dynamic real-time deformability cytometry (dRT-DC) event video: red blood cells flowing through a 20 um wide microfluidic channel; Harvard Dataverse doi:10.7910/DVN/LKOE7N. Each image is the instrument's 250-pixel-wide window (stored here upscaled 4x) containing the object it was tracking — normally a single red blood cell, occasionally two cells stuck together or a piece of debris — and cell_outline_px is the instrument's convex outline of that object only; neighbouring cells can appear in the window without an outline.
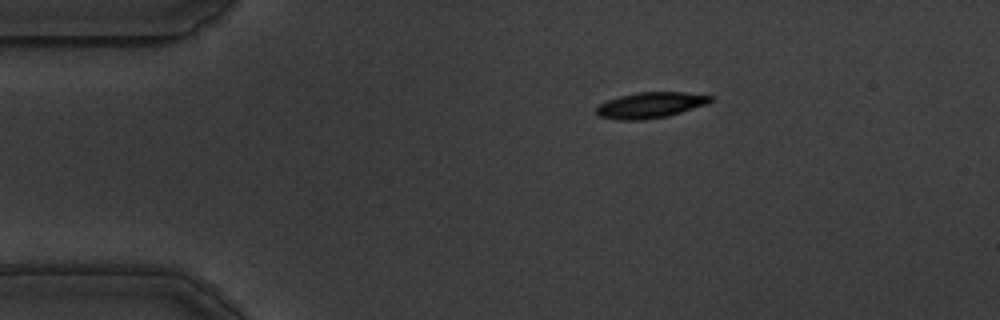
{"species": "common noctule bat (a hibernating species)", "species_latin": "Nyctalus noctula", "temperature_condition": "warm", "stored_images_in_passage": 49, "camera_frame_rate_fps": 3000, "um_per_image_px": 0.085, "animal": {"sex": "male", "body_mass_g": 19.5, "forearm_length_mm": 54.6}, "frame": {"image": 1, "passage_image": 2, "time_ms": 0.333, "image_size_px": [1000, 320], "cell_outline_px": [[712, 100], [708, 104], [668, 116], [644, 120], [620, 120], [600, 116], [596, 112], [596, 108], [600, 104], [608, 100], [620, 96], [640, 92], [684, 92], [712, 96]], "centroid_in_image_um": [55.31, 8.94], "position_along_channel_um": 29.7, "area_um2": 17.05}}
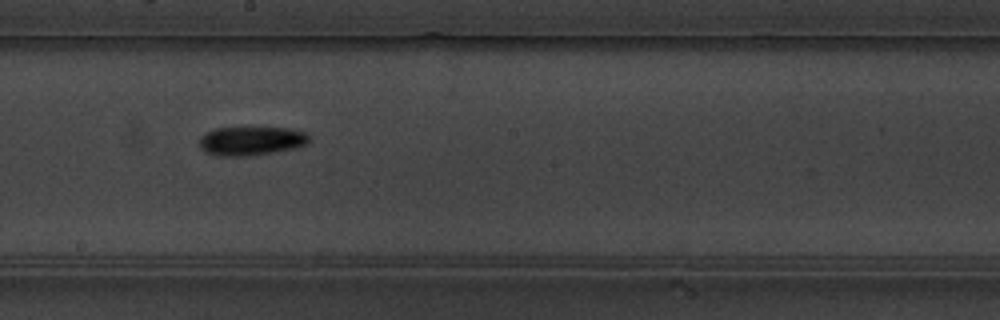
{"frame": {"image": 2, "passage_image": 23, "time_ms": 7.333, "image_size_px": [1000, 320], "cell_outline_px": [[312, 136], [308, 144], [296, 148], [252, 156], [216, 156], [204, 152], [200, 148], [200, 136], [204, 132], [216, 128], [288, 128], [308, 132]], "centroid_in_image_um": [21.38, 11.98], "position_along_channel_um": 226.8, "area_um2": 18.9}}
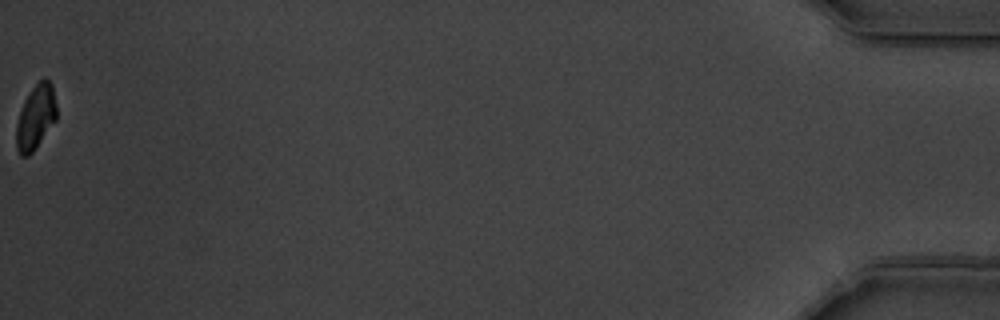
{"frame": {"image": 3, "passage_image": 49, "time_ms": 16.0, "image_size_px": [1000, 320], "cell_outline_px": [[56, 120], [32, 152], [28, 156], [20, 156], [16, 148], [16, 124], [24, 100], [28, 92], [44, 76], [52, 84], [56, 104]], "centroid_in_image_um": [3.02, 9.94], "position_along_channel_um": 432.2, "area_um2": 15.14}, "authors_computed_cell_mechanics": {"area_um2": 17.4556, "velocity_mm_per_s": 3.5414, "shape_relaxation_time_tau1_ms": 5.7543, "shape_relaxation_time_tau2_ms": null, "deformation_change_tau1": 0.1543, "deformation_change_tau2": null}}